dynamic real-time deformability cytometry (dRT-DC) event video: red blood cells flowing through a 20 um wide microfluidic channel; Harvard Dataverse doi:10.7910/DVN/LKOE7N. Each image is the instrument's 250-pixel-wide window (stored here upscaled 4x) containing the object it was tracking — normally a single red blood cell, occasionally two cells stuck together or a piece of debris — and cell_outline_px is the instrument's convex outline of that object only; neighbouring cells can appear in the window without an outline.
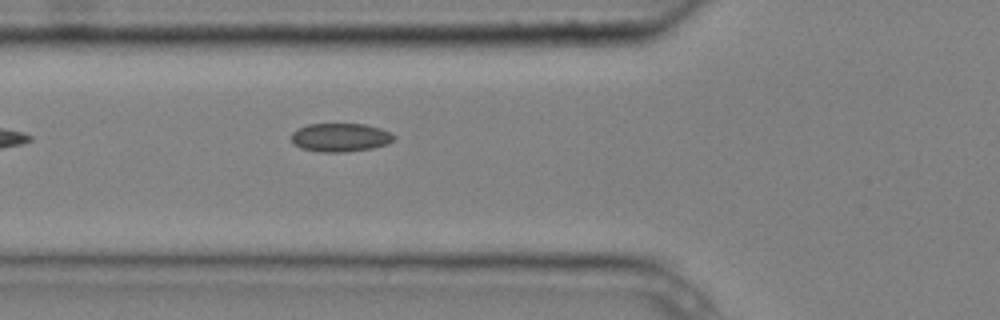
{"species": "common noctule bat (a hibernating species)", "species_latin": "Nyctalus noctula", "temperature_condition": "cold", "stored_images_in_passage": 4, "camera_frame_rate_fps": 3000, "um_per_image_px": 0.085, "animal": {"sex": "male", "body_mass_g": 20.4}, "frame": {"image": 1, "passage_image": 4, "time_ms": 1.0, "image_size_px": [1000, 320], "cell_outline_px": [[396, 136], [388, 144], [372, 148], [344, 152], [320, 152], [300, 148], [292, 140], [292, 132], [296, 128], [308, 124], [364, 124], [380, 128]], "centroid_in_image_um": [28.91, 11.68], "position_along_channel_um": 96.9, "area_um2": 16.99}}